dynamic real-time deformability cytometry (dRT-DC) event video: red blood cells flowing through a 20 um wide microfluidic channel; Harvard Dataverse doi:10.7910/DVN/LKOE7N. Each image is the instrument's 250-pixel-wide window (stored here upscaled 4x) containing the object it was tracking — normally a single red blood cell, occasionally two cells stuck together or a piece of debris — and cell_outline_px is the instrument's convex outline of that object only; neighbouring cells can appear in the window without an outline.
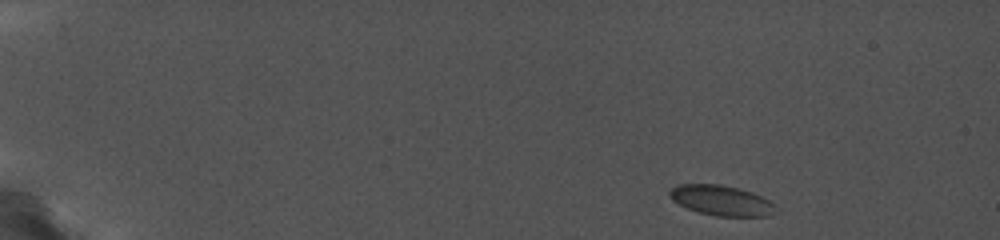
{"species": "common noctule bat (a hibernating species)", "species_latin": "Nyctalus noctula", "temperature_condition": "cold", "stored_images_in_passage": 29, "camera_frame_rate_fps": 5000, "um_per_image_px": 0.085, "animal": {"sex": "female", "body_mass_g": 19.0, "forearm_length_mm": 56.7}, "frame": {"image": 1, "passage_image": 1, "time_ms": 0.0, "image_size_px": [1000, 240], "cell_outline_px": [[780, 212], [768, 216], [716, 216], [700, 212], [688, 208], [672, 200], [668, 196], [668, 192], [676, 184], [720, 184], [752, 192], [768, 200]], "centroid_in_image_um": [61.31, 17.04], "position_along_channel_um": 23.7, "area_um2": 18.61}}
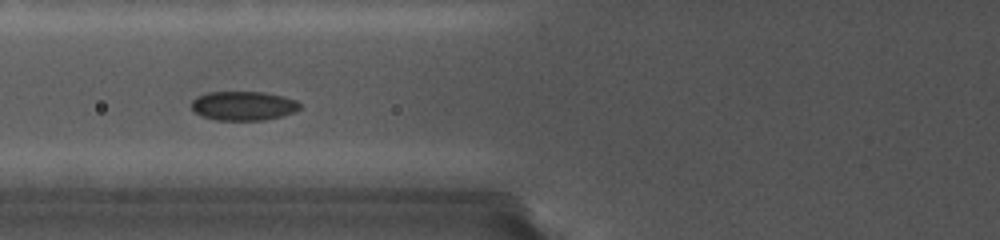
{"frame": {"image": 2, "passage_image": 13, "time_ms": 6.0, "image_size_px": [1000, 240], "cell_outline_px": [[300, 108], [296, 112], [264, 120], [216, 120], [200, 116], [192, 112], [192, 100], [196, 96], [208, 92], [260, 92], [280, 96], [296, 100], [300, 104]], "centroid_in_image_um": [20.63, 9.0], "position_along_channel_um": 105.2, "area_um2": 18.44}}
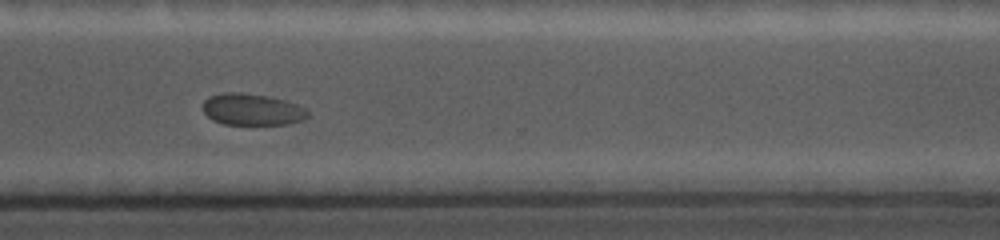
{"frame": {"image": 3, "passage_image": 27, "time_ms": 12.8, "image_size_px": [1000, 240], "cell_outline_px": [[308, 116], [304, 120], [292, 124], [224, 124], [212, 120], [204, 112], [204, 100], [212, 96], [264, 96], [296, 104], [304, 108], [308, 112]], "centroid_in_image_um": [21.5, 9.39], "position_along_channel_um": 349.1, "area_um2": 18.03}}